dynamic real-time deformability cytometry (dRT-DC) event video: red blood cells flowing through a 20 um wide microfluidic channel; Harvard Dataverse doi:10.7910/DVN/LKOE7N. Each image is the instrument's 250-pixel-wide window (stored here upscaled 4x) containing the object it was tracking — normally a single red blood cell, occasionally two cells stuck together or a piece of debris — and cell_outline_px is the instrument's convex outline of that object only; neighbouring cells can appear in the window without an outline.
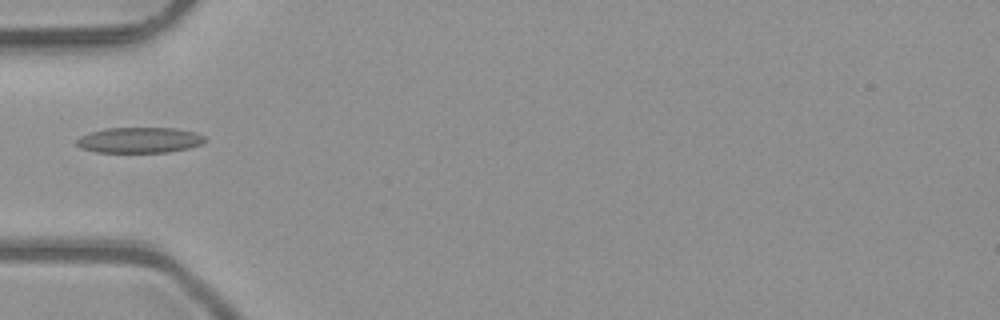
{"species": "common noctule bat (a hibernating species)", "species_latin": "Nyctalus noctula", "temperature_condition": "room temperature", "stored_images_in_passage": 5, "camera_frame_rate_fps": 3000, "um_per_image_px": 0.085, "animal": {"sex": "male", "body_mass_g": 23.1, "forearm_length_mm": 52.7}, "frame": {"image": 1, "passage_image": 5, "time_ms": 1.333, "image_size_px": [1000, 320], "cell_outline_px": [[208, 140], [204, 144], [188, 148], [168, 152], [96, 152], [80, 148], [76, 144], [76, 140], [80, 136], [104, 128], [176, 128], [196, 132], [204, 136]], "centroid_in_image_um": [11.89, 11.91], "position_along_channel_um": 73.1, "area_um2": 19.31}}